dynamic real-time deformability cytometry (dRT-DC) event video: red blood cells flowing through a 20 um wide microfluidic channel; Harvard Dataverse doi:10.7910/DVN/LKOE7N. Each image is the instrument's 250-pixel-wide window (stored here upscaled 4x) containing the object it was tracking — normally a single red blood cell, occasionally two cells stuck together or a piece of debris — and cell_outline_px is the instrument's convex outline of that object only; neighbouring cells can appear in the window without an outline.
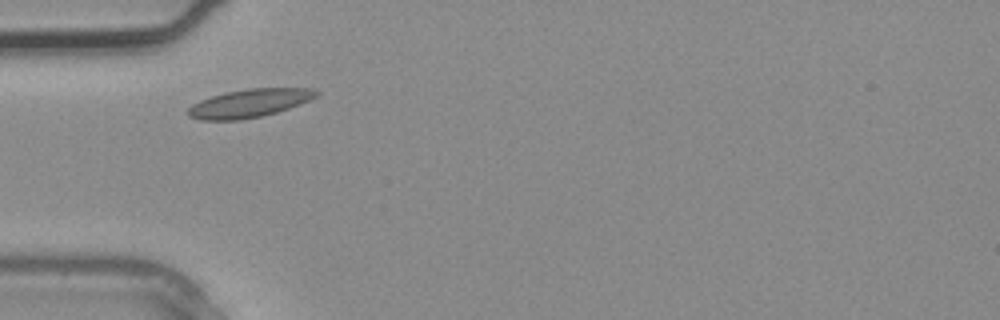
{"species": "common noctule bat (a hibernating species)", "species_latin": "Nyctalus noctula", "temperature_condition": "warm", "stored_images_in_passage": 1, "camera_frame_rate_fps": 3000, "um_per_image_px": 0.085, "animal": {"sex": "male", "body_mass_g": 20.4}, "frame": {"image": 1, "passage_image": 1, "time_ms": 0.0, "image_size_px": [1000, 320], "cell_outline_px": [[320, 92], [316, 96], [300, 104], [276, 112], [260, 116], [240, 120], [200, 120], [188, 116], [188, 108], [192, 104], [200, 100], [224, 92], [248, 88], [316, 88]], "centroid_in_image_um": [21.18, 8.76], "position_along_channel_um": 63.8, "area_um2": 21.1}}